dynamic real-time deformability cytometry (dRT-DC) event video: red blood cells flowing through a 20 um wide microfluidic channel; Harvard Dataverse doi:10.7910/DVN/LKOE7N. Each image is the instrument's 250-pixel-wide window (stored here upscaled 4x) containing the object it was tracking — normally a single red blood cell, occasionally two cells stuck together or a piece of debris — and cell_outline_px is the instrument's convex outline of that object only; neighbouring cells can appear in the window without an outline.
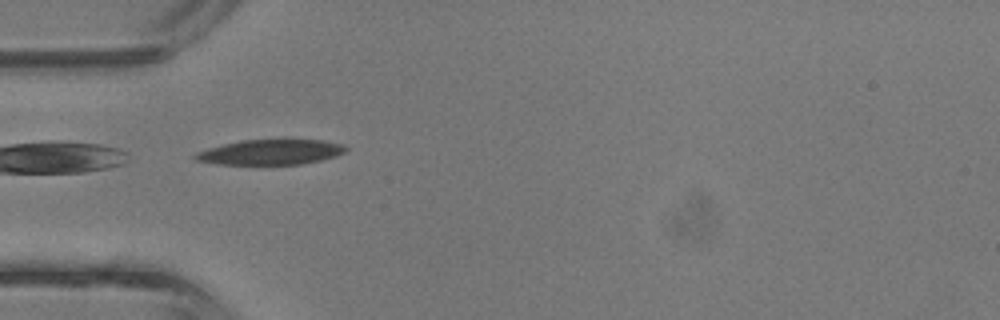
{"species": "common noctule bat (a hibernating species)", "species_latin": "Nyctalus noctula", "temperature_condition": "room temperature", "stored_images_in_passage": 2, "camera_frame_rate_fps": 3000, "um_per_image_px": 0.085, "animal": {"sex": "male", "body_mass_g": 13.3}, "frame": {"image": 1, "passage_image": 1, "time_ms": 0.0, "image_size_px": [1000, 320], "cell_outline_px": [[348, 152], [336, 156], [320, 160], [300, 164], [220, 164], [196, 160], [192, 156], [196, 152], [208, 148], [224, 144], [244, 140], [324, 140], [344, 144], [348, 148]], "centroid_in_image_um": [23.05, 12.93], "position_along_channel_um": 61.9, "area_um2": 21.96}}
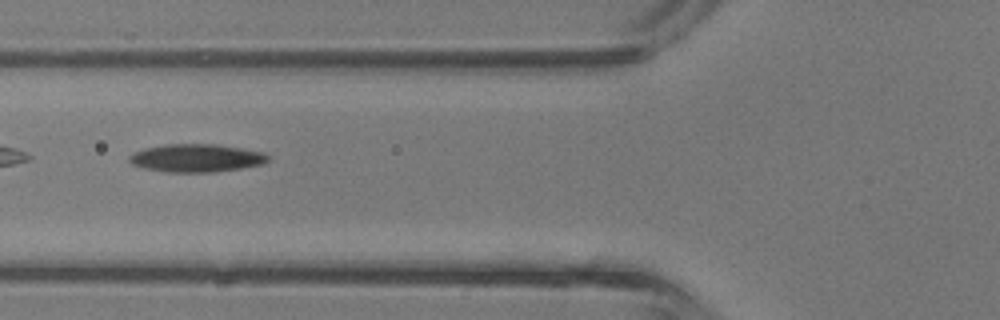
{"frame": {"image": 2, "passage_image": 2, "time_ms": 0.333, "image_size_px": [1000, 320], "cell_outline_px": [[268, 160], [260, 164], [240, 168], [212, 172], [168, 172], [144, 168], [132, 164], [128, 160], [128, 156], [144, 148], [164, 144], [216, 144], [264, 152], [268, 156]], "centroid_in_image_um": [16.65, 13.42], "position_along_channel_um": 109.1, "area_um2": 22.43}}